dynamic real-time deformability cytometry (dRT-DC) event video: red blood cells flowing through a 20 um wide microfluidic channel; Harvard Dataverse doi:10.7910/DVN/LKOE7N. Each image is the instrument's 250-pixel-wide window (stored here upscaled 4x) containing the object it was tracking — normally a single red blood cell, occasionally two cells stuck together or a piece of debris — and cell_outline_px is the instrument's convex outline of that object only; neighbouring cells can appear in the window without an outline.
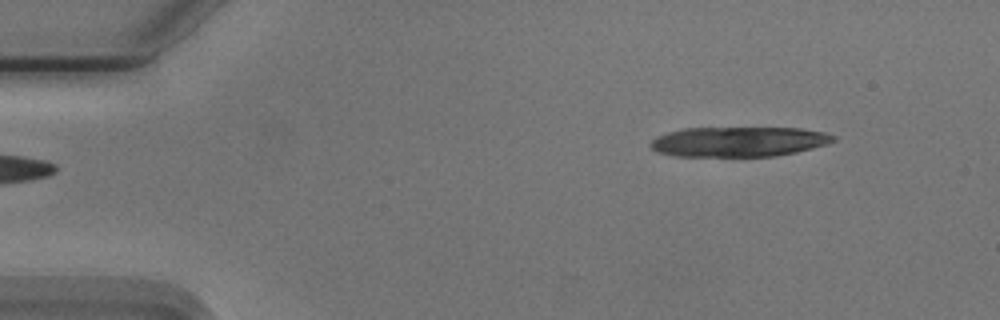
{"species": "Egyptian fruit bat (a non-hibernating species)", "species_latin": "Rousettus aegyptiacus", "temperature_condition": "cold", "stored_images_in_passage": 13, "camera_frame_rate_fps": 3000, "um_per_image_px": 0.085, "animal": {"sex": "male"}, "frame": {"image": 1, "passage_image": 1, "time_ms": 0.0, "image_size_px": [1000, 320], "cell_outline_px": [[836, 140], [828, 144], [796, 152], [776, 156], [676, 156], [656, 152], [648, 144], [656, 136], [680, 128], [800, 128], [824, 132], [836, 136]], "centroid_in_image_um": [62.78, 12.04], "position_along_channel_um": 22.2, "area_um2": 32.08}}